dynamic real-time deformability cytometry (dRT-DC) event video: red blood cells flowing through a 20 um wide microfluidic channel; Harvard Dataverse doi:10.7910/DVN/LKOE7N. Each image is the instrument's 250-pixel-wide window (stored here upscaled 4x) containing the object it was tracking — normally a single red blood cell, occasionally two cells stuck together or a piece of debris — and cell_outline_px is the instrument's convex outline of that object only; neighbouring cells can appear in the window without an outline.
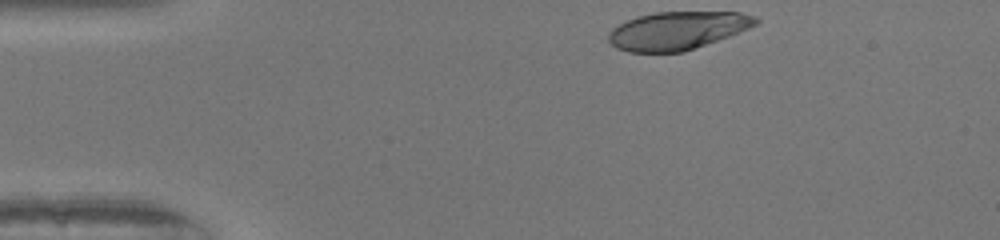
{"species": "human", "species_latin": "Homo sapiens", "temperature_condition": "warm", "stored_images_in_passage": 9, "camera_frame_rate_fps": 3000, "um_per_image_px": 0.085, "donor": {"sex": "female"}, "frame": {"image": 1, "passage_image": 1, "time_ms": 0.0, "image_size_px": [1000, 240], "cell_outline_px": [[760, 20], [756, 24], [748, 28], [728, 36], [684, 52], [628, 52], [616, 48], [608, 40], [608, 32], [612, 28], [636, 16], [656, 12], [740, 12], [756, 16]], "centroid_in_image_um": [57.55, 2.6], "position_along_channel_um": 27.4, "area_um2": 32.54}}
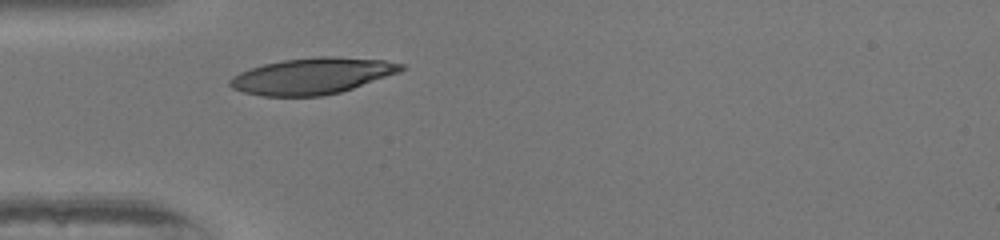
{"frame": {"image": 2, "passage_image": 8, "time_ms": 2.333, "image_size_px": [1000, 240], "cell_outline_px": [[404, 68], [400, 72], [340, 92], [320, 96], [260, 96], [244, 92], [232, 88], [228, 84], [228, 80], [232, 76], [240, 72], [264, 64], [284, 60], [320, 56], [332, 56], [384, 60], [404, 64]], "centroid_in_image_um": [26.52, 6.46], "position_along_channel_um": 58.5, "area_um2": 35.95}}